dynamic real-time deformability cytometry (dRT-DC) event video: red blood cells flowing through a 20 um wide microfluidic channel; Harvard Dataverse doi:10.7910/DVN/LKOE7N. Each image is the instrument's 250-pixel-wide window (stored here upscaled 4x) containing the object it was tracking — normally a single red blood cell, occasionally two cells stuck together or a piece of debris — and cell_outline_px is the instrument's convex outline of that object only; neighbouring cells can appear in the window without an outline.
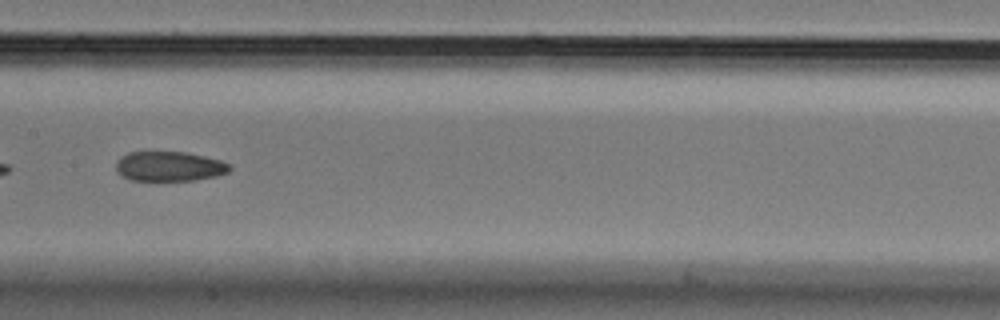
{"species": "Egyptian fruit bat (a non-hibernating species)", "species_latin": "Rousettus aegyptiacus", "temperature_condition": "cold", "stored_images_in_passage": 18, "camera_frame_rate_fps": 3000, "um_per_image_px": 0.085, "animal": {"sex": "male"}, "frame": {"image": 1, "passage_image": 16, "time_ms": 5.0, "image_size_px": [1000, 320], "cell_outline_px": [[232, 168], [228, 172], [216, 176], [196, 180], [160, 184], [132, 180], [120, 176], [116, 172], [116, 160], [120, 156], [128, 152], [188, 152], [220, 160], [232, 164]], "centroid_in_image_um": [14.36, 14.19], "position_along_channel_um": 193.0, "area_um2": 20.87}}